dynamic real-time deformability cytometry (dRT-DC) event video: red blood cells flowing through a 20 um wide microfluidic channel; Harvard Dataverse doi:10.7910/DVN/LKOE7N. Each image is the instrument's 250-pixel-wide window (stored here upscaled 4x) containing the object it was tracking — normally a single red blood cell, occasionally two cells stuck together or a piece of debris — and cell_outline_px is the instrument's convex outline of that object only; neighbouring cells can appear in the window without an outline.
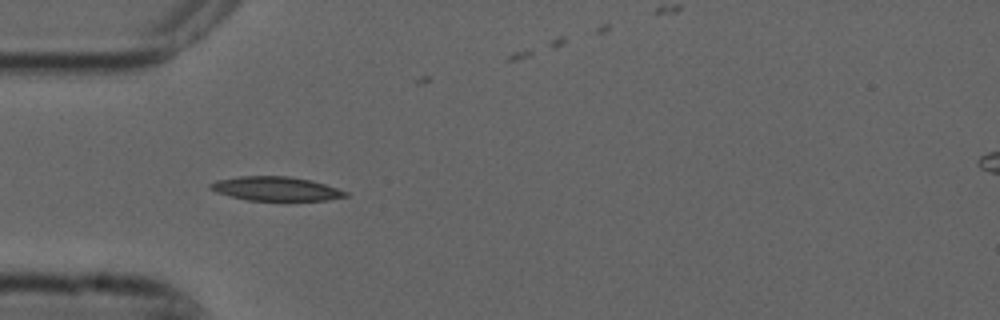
{"species": "common noctule bat (a hibernating species)", "species_latin": "Nyctalus noctula", "temperature_condition": "cold", "stored_images_in_passage": 5, "camera_frame_rate_fps": 3000, "um_per_image_px": 0.085, "animal": {"sex": "male", "forearm_length_mm": 52.5}, "frame": {"image": 1, "passage_image": 4, "time_ms": 1.0, "image_size_px": [1000, 320], "cell_outline_px": [[348, 196], [328, 200], [248, 200], [216, 192], [208, 188], [208, 184], [216, 180], [240, 176], [288, 176], [312, 180], [348, 192]], "centroid_in_image_um": [23.43, 16.03], "position_along_channel_um": 61.6, "area_um2": 18.84}}